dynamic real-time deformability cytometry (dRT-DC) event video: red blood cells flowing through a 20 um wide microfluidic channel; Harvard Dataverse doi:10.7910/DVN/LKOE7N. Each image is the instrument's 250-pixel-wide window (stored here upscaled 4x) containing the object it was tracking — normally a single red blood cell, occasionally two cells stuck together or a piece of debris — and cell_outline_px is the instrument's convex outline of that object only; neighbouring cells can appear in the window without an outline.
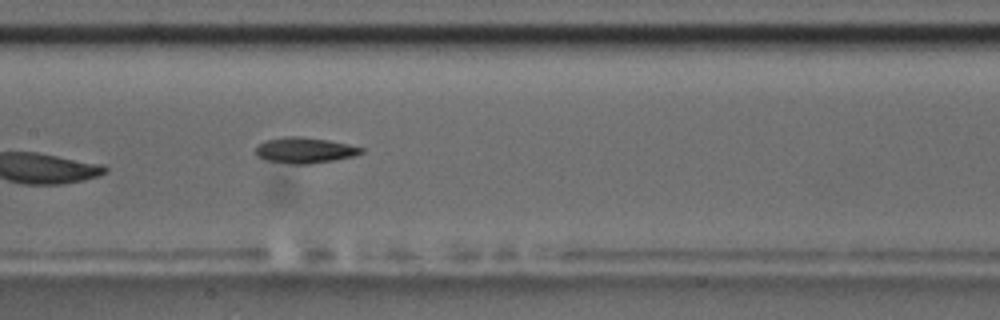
{"species": "common noctule bat (a hibernating species)", "species_latin": "Nyctalus noctula", "temperature_condition": "room temperature", "stored_images_in_passage": 7, "camera_frame_rate_fps": 3000, "um_per_image_px": 0.085, "animal": {"sex": "male", "body_mass_g": 17.5, "forearm_length_mm": 52.3}, "frame": {"image": 1, "passage_image": 7, "time_ms": 7.667, "image_size_px": [1000, 320], "cell_outline_px": [[364, 152], [356, 156], [308, 164], [292, 164], [264, 160], [256, 156], [256, 144], [264, 140], [284, 136], [300, 136], [328, 140], [348, 144], [364, 148]], "centroid_in_image_um": [25.86, 12.76], "position_along_channel_um": 181.5, "area_um2": 16.07}}